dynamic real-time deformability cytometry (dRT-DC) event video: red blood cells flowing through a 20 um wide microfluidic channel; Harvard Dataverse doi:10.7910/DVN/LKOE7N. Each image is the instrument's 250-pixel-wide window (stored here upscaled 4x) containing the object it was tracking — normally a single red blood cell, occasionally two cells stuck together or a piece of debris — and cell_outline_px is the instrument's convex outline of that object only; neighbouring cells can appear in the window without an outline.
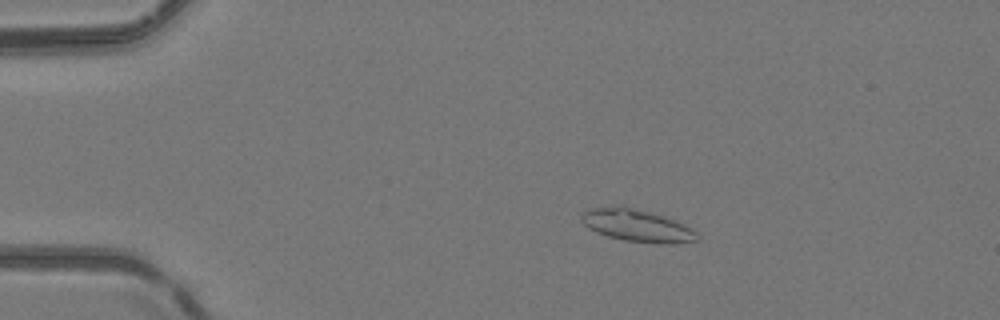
{"species": "common noctule bat (a hibernating species)", "species_latin": "Nyctalus noctula", "temperature_condition": "room temperature", "stored_images_in_passage": 51, "camera_frame_rate_fps": 3000, "um_per_image_px": 0.085, "animal": {"sex": "female", "body_mass_g": 24.6, "forearm_length_mm": 56.2}, "frame": {"image": 1, "passage_image": 11, "time_ms": 3.333, "image_size_px": [1000, 320], "cell_outline_px": [[700, 236], [696, 240], [672, 244], [664, 244], [624, 240], [608, 236], [596, 232], [588, 228], [580, 220], [580, 216], [584, 212], [592, 208], [620, 204], [624, 204], [664, 216], [676, 220], [692, 228]], "centroid_in_image_um": [54.13, 19.14], "position_along_channel_um": 30.9, "area_um2": 22.14}}
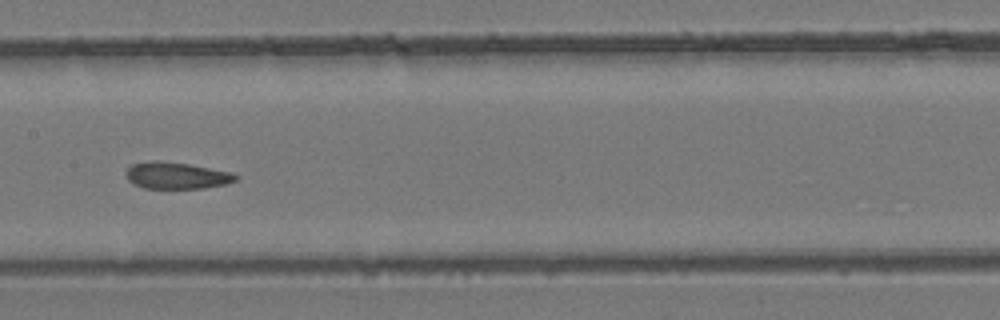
{"frame": {"image": 2, "passage_image": 27, "time_ms": 8.667, "image_size_px": [1000, 320], "cell_outline_px": [[240, 176], [236, 180], [224, 184], [204, 188], [144, 188], [132, 184], [128, 180], [128, 168], [132, 164], [152, 160], [156, 160], [188, 164], [228, 172]], "centroid_in_image_um": [14.98, 14.92], "position_along_channel_um": 192.4, "area_um2": 16.76}}
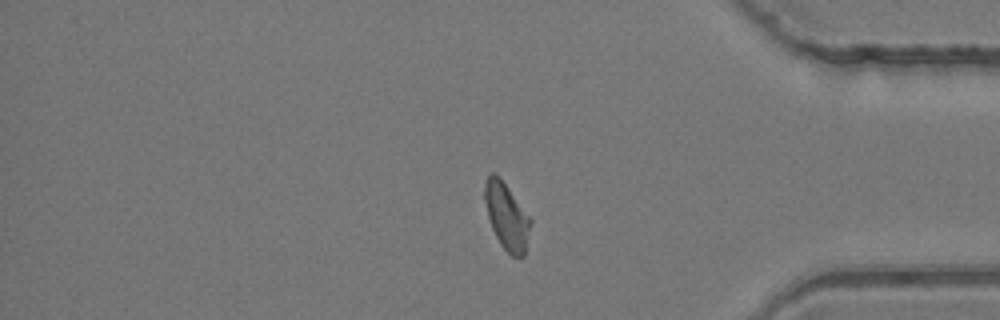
{"frame": {"image": 3, "passage_image": 43, "time_ms": 14.0, "image_size_px": [1000, 320], "cell_outline_px": [[532, 220], [524, 256], [512, 256], [500, 244], [492, 228], [488, 216], [484, 200], [484, 184], [488, 176], [492, 172], [496, 172], [500, 176]], "centroid_in_image_um": [43.06, 18.35], "position_along_channel_um": 392.1, "area_um2": 17.69}, "authors_computed_cell_mechanics": {"area_um2": 17.9758, "velocity_mm_per_s": 4.1806, "shape_relaxation_time_tau1_ms": 3.0512, "shape_relaxation_time_tau2_ms": null, "deformation_change_tau1": 0.074, "deformation_change_tau2": null}}